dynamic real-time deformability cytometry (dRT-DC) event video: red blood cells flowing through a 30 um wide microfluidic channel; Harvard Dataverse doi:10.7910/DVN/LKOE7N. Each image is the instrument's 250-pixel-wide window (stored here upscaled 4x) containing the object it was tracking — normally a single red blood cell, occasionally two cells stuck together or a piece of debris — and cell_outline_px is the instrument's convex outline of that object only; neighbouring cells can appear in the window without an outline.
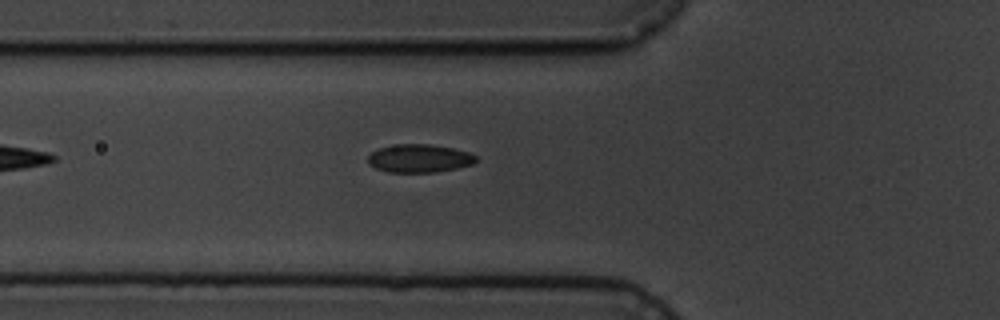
{"species": "common noctule bat (a hibernating species)", "species_latin": "Nyctalus noctula", "temperature_condition": "cold", "stored_images_in_passage": 6, "camera_frame_rate_fps": 3000, "um_per_image_px": 0.085, "animal": {"sex": "male", "body_mass_g": 19.5, "forearm_length_mm": 54.6}, "frame": {"image": 1, "passage_image": 6, "time_ms": 6.667, "image_size_px": [1000, 320], "cell_outline_px": [[476, 160], [472, 164], [456, 168], [436, 172], [388, 172], [376, 168], [368, 164], [368, 156], [372, 152], [380, 148], [396, 144], [432, 144], [452, 148], [468, 152], [476, 156]], "centroid_in_image_um": [35.62, 13.46], "position_along_channel_um": 90.2, "area_um2": 17.63}}